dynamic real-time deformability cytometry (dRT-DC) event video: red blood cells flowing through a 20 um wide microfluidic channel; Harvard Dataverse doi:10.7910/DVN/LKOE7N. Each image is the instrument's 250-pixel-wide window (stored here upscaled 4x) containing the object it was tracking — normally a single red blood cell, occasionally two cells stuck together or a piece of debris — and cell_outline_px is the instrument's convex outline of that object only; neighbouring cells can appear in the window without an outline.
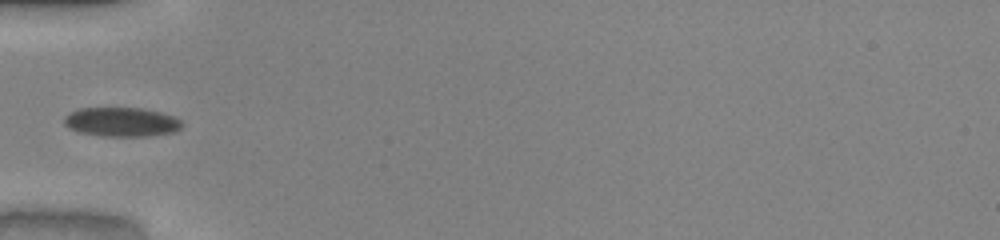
{"species": "common noctule bat (a hibernating species)", "species_latin": "Nyctalus noctula", "temperature_condition": "warm", "stored_images_in_passage": 34, "camera_frame_rate_fps": 3000, "um_per_image_px": 0.085, "animal": {"sex": "male", "body_mass_g": 20.0, "forearm_length_mm": 53.3}, "frame": {"image": 1, "passage_image": 1, "time_ms": 0.0, "image_size_px": [1000, 240], "cell_outline_px": [[184, 124], [180, 128], [172, 132], [148, 136], [100, 136], [80, 132], [68, 128], [64, 124], [64, 116], [80, 108], [140, 108], [160, 112], [172, 116], [180, 120]], "centroid_in_image_um": [10.31, 10.37], "position_along_channel_um": 74.7, "area_um2": 19.94}}
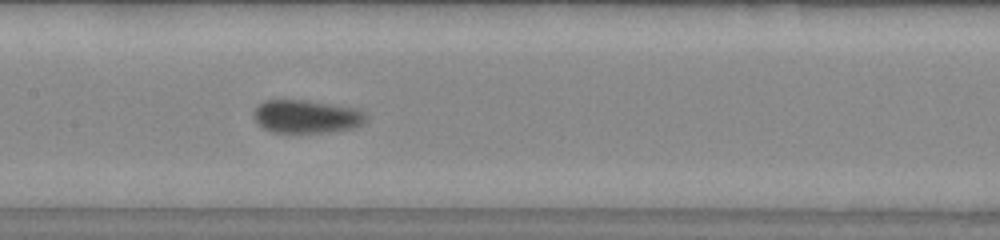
{"frame": {"image": 2, "passage_image": 9, "time_ms": 2.667, "image_size_px": [1000, 240], "cell_outline_px": [[368, 120], [364, 124], [352, 128], [328, 132], [272, 132], [256, 124], [252, 116], [252, 112], [264, 100], [304, 100], [352, 108], [360, 112]], "centroid_in_image_um": [25.97, 9.91], "position_along_channel_um": 181.4, "area_um2": 21.44}}
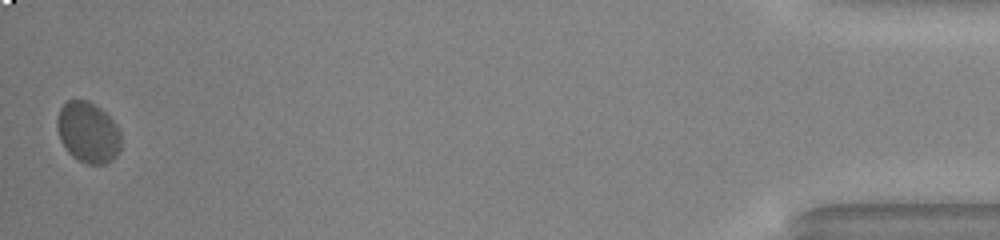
{"frame": {"image": 3, "passage_image": 34, "time_ms": 11.0, "image_size_px": [1000, 240], "cell_outline_px": [[120, 152], [112, 160], [104, 164], [84, 164], [72, 156], [68, 152], [60, 140], [56, 124], [60, 108], [68, 100], [88, 100], [100, 108], [116, 124], [120, 132]], "centroid_in_image_um": [7.48, 11.27], "position_along_channel_um": 427.7, "area_um2": 22.72}, "authors_computed_cell_mechanics": {"area_um2": 21.675, "velocity_mm_per_s": 3.9947, "shape_relaxation_time_tau1_ms": 7.0767, "shape_relaxation_time_tau2_ms": null, "deformation_change_tau1": 0.1785, "deformation_change_tau2": null}}